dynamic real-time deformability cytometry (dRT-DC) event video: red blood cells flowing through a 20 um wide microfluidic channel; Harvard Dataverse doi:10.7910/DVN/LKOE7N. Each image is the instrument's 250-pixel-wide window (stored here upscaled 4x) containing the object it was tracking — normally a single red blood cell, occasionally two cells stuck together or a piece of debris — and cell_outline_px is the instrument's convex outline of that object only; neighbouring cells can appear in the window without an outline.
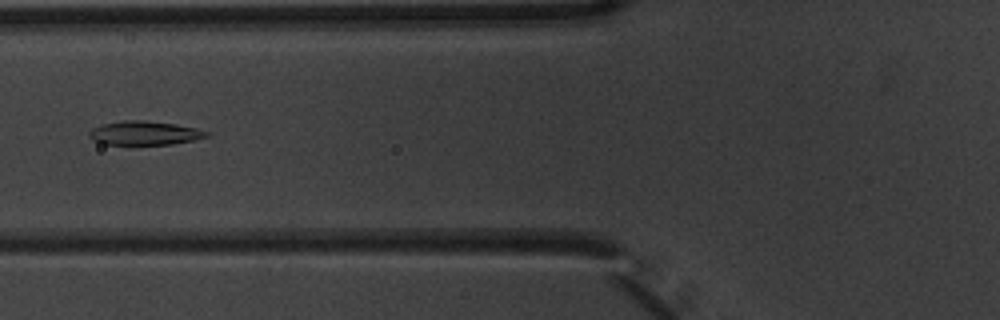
{"species": "common noctule bat (a hibernating species)", "species_latin": "Nyctalus noctula", "temperature_condition": "warm", "stored_images_in_passage": 6, "camera_frame_rate_fps": 3000, "um_per_image_px": 0.085, "animal": {"sex": "male", "body_mass_g": 20.1, "forearm_length_mm": 53.5}, "frame": {"image": 1, "passage_image": 4, "time_ms": 1.0, "image_size_px": [1000, 320], "cell_outline_px": [[212, 136], [172, 144], [104, 144], [92, 140], [88, 136], [88, 132], [92, 128], [104, 124], [124, 120], [144, 120], [176, 124], [196, 128], [212, 132]], "centroid_in_image_um": [12.32, 11.3], "position_along_channel_um": 113.5, "area_um2": 16.42}}
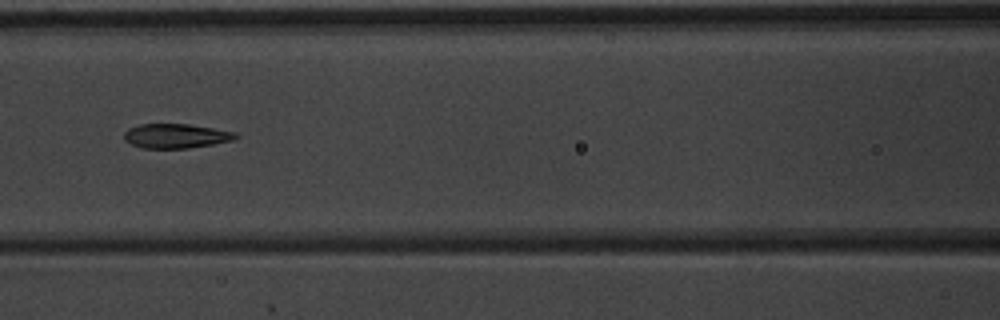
{"frame": {"image": 2, "passage_image": 5, "time_ms": 1.333, "image_size_px": [1000, 320], "cell_outline_px": [[240, 136], [236, 140], [188, 148], [140, 148], [124, 140], [124, 132], [128, 128], [140, 124], [188, 124], [236, 132]], "centroid_in_image_um": [14.96, 11.56], "position_along_channel_um": 151.6, "area_um2": 15.95}}
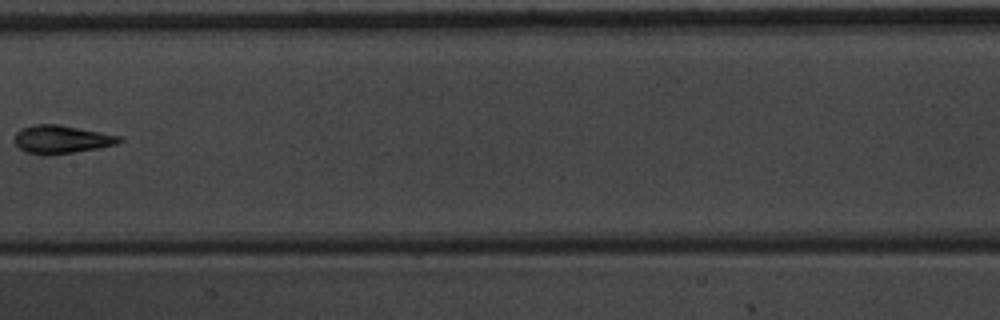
{"frame": {"image": 3, "passage_image": 6, "time_ms": 1.667, "image_size_px": [1000, 320], "cell_outline_px": [[124, 140], [116, 144], [100, 148], [76, 152], [44, 156], [24, 152], [12, 140], [16, 132], [20, 128], [32, 124], [60, 124], [120, 136]], "centroid_in_image_um": [5.18, 11.85], "position_along_channel_um": 202.2, "area_um2": 17.57}}